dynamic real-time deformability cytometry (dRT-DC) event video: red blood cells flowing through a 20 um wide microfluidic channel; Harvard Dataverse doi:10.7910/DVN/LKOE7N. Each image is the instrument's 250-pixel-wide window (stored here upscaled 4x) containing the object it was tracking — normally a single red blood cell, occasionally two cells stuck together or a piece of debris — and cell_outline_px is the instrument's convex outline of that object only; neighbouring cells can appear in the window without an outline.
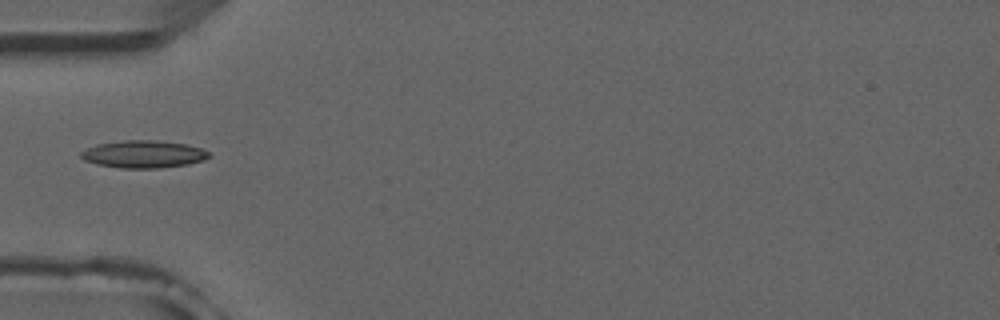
{"species": "common noctule bat (a hibernating species)", "species_latin": "Nyctalus noctula", "temperature_condition": "room temperature", "stored_images_in_passage": 5, "camera_frame_rate_fps": 3000, "um_per_image_px": 0.085, "animal": {"sex": "male", "forearm_length_mm": 52.5}, "frame": {"image": 1, "passage_image": 4, "time_ms": 3.667, "image_size_px": [1000, 320], "cell_outline_px": [[212, 156], [204, 160], [188, 164], [156, 168], [120, 168], [96, 164], [84, 160], [80, 156], [80, 152], [96, 144], [124, 140], [156, 140], [184, 144], [200, 148], [208, 152]], "centroid_in_image_um": [12.18, 13.1], "position_along_channel_um": 72.8, "area_um2": 20.4}}
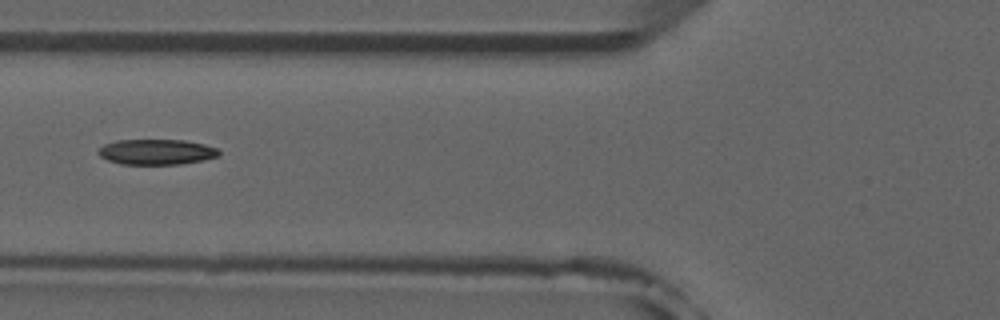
{"frame": {"image": 2, "passage_image": 5, "time_ms": 4.667, "image_size_px": [1000, 320], "cell_outline_px": [[220, 156], [180, 164], [120, 164], [108, 160], [100, 156], [96, 152], [104, 144], [116, 140], [184, 140], [204, 144], [216, 148], [220, 152]], "centroid_in_image_um": [13.28, 12.91], "position_along_channel_um": 112.5, "area_um2": 17.8}}